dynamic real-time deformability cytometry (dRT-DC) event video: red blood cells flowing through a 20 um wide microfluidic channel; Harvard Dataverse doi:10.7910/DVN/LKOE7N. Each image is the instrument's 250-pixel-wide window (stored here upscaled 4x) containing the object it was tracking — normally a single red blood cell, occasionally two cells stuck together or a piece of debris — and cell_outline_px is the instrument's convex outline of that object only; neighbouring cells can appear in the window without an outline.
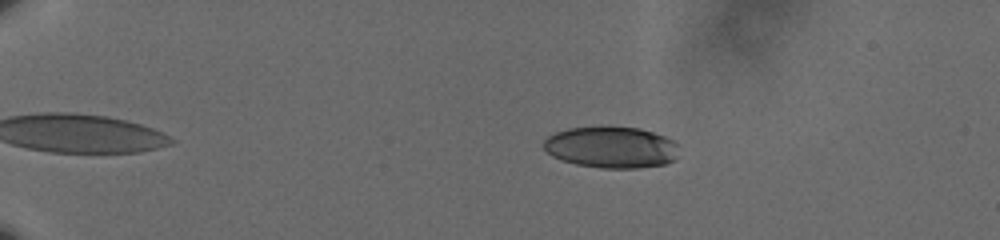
{"species": "human", "species_latin": "Homo sapiens", "temperature_condition": "cold", "stored_images_in_passage": 51, "camera_frame_rate_fps": 3000, "um_per_image_px": 0.085, "donor": {"sex": "male"}, "frame": {"image": 1, "passage_image": 4, "time_ms": 1.0, "image_size_px": [1000, 240], "cell_outline_px": [[680, 144], [676, 160], [664, 164], [640, 168], [600, 168], [576, 164], [560, 160], [552, 156], [544, 148], [544, 140], [548, 136], [556, 132], [568, 128], [640, 128], [664, 136]], "centroid_in_image_um": [52.0, 12.54], "position_along_channel_um": 33.0, "area_um2": 32.54}}
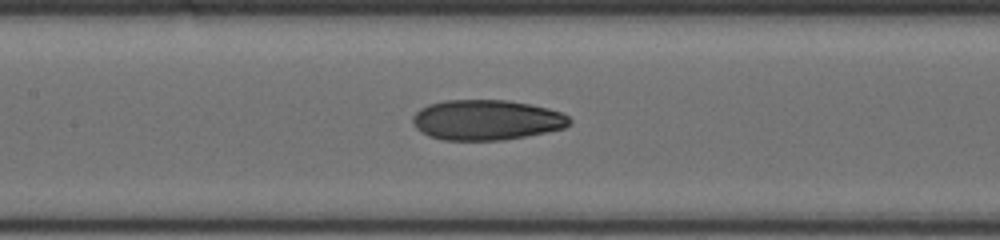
{"frame": {"image": 2, "passage_image": 23, "time_ms": 7.333, "image_size_px": [1000, 240], "cell_outline_px": [[572, 120], [564, 128], [504, 140], [444, 140], [428, 136], [420, 132], [416, 128], [412, 120], [412, 116], [420, 108], [428, 104], [444, 100], [508, 100], [548, 108], [560, 112], [568, 116]], "centroid_in_image_um": [41.3, 10.19], "position_along_channel_um": 166.1, "area_um2": 36.76}}
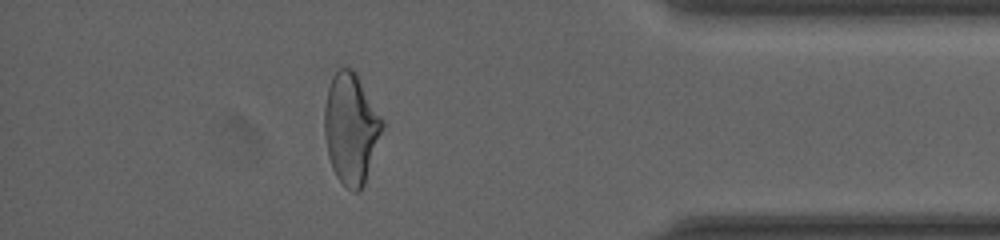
{"frame": {"image": 3, "passage_image": 45, "time_ms": 14.667, "image_size_px": [1000, 240], "cell_outline_px": [[384, 128], [364, 184], [356, 192], [352, 192], [336, 176], [332, 168], [328, 156], [324, 136], [324, 108], [328, 88], [332, 76], [340, 68], [352, 68], [356, 72], [384, 120]], "centroid_in_image_um": [29.84, 10.9], "position_along_channel_um": 405.4, "area_um2": 37.4}, "authors_computed_cell_mechanics": {"area_um2": 36.2406, "velocity_mm_per_s": 3.5959, "shape_relaxation_time_tau1_ms": null, "shape_relaxation_time_tau2_ms": 2.1199, "deformation_change_tau1": null, "deformation_change_tau2": 0.0852}}